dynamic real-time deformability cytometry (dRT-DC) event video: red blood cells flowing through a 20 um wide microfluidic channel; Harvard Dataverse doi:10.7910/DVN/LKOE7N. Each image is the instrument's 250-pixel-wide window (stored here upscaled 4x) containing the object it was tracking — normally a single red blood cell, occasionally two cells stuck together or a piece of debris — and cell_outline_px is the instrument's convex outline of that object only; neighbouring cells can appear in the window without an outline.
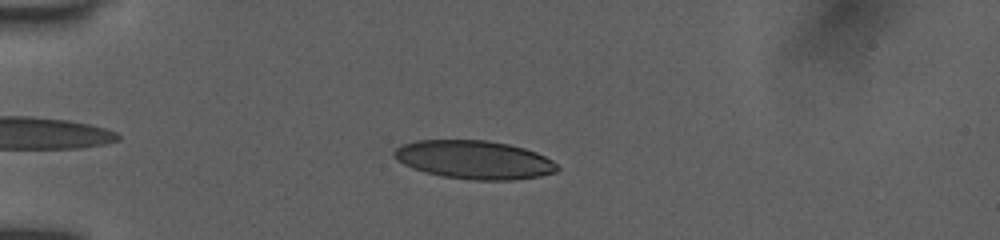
{"species": "human", "species_latin": "Homo sapiens", "temperature_condition": "room temperature", "stored_images_in_passage": 39, "camera_frame_rate_fps": 3000, "um_per_image_px": 0.085, "donor": {"sex": "female"}, "frame": {"image": 1, "passage_image": 6, "time_ms": 1.667, "image_size_px": [1000, 240], "cell_outline_px": [[560, 168], [556, 172], [540, 176], [512, 180], [472, 180], [444, 176], [424, 172], [412, 168], [396, 160], [392, 156], [392, 152], [400, 144], [416, 140], [488, 140], [508, 144], [524, 148], [536, 152], [552, 160]], "centroid_in_image_um": [40.27, 13.57], "position_along_channel_um": 44.7, "area_um2": 36.76}}
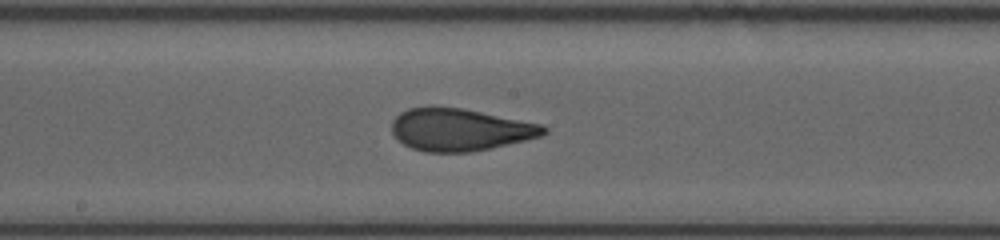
{"frame": {"image": 2, "passage_image": 19, "time_ms": 6.667, "image_size_px": [1000, 240], "cell_outline_px": [[548, 132], [540, 136], [524, 140], [472, 152], [424, 152], [412, 148], [404, 144], [392, 132], [392, 120], [400, 112], [408, 108], [428, 104], [432, 104], [464, 108], [544, 124], [548, 128]], "centroid_in_image_um": [39.08, 10.98], "position_along_channel_um": 209.1, "area_um2": 38.09}}
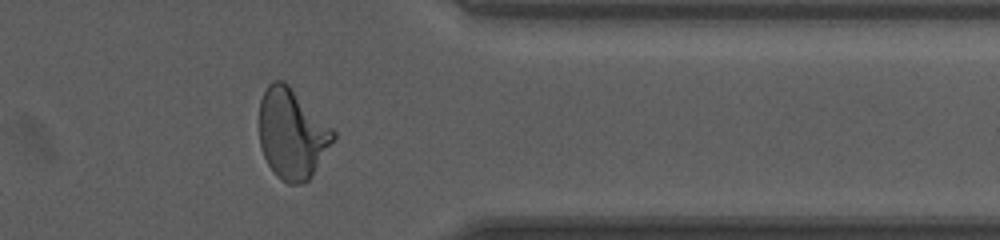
{"frame": {"image": 3, "passage_image": 33, "time_ms": 11.333, "image_size_px": [1000, 240], "cell_outline_px": [[336, 136], [312, 176], [304, 184], [288, 184], [280, 180], [276, 176], [268, 164], [260, 148], [260, 100], [268, 84], [272, 80], [284, 80], [336, 132]], "centroid_in_image_um": [24.81, 11.39], "position_along_channel_um": 386.6, "area_um2": 38.78}, "authors_computed_cell_mechanics": {"area_um2": 37.5122, "velocity_mm_per_s": 3.9783, "shape_relaxation_time_tau1_ms": 7.1113, "shape_relaxation_time_tau2_ms": 0.7781, "deformation_change_tau1": 0.2203, "deformation_change_tau2": 0.0801}}